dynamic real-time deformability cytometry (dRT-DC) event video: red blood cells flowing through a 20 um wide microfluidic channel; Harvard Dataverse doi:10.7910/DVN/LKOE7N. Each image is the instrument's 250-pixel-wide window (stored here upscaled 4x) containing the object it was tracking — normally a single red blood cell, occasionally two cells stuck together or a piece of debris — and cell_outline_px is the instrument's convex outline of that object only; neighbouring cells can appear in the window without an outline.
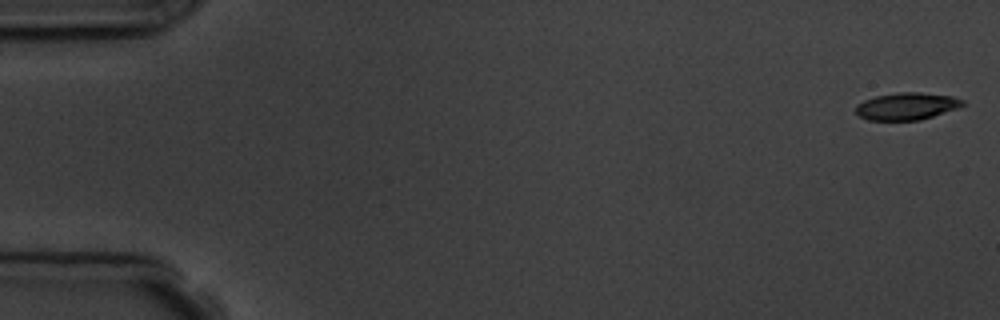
{"species": "common noctule bat (a hibernating species)", "species_latin": "Nyctalus noctula", "temperature_condition": "room temperature", "stored_images_in_passage": 5, "camera_frame_rate_fps": 3000, "um_per_image_px": 0.085, "animal": {"sex": "male", "body_mass_g": 19.5, "forearm_length_mm": 54.6}, "frame": {"image": 1, "passage_image": 1, "time_ms": 0.0, "image_size_px": [1000, 320], "cell_outline_px": [[964, 104], [956, 108], [920, 120], [868, 120], [860, 116], [856, 112], [856, 104], [864, 100], [876, 96], [900, 92], [920, 92], [952, 96], [964, 100]], "centroid_in_image_um": [77.05, 9.02], "position_along_channel_um": 8.0, "area_um2": 16.76}}
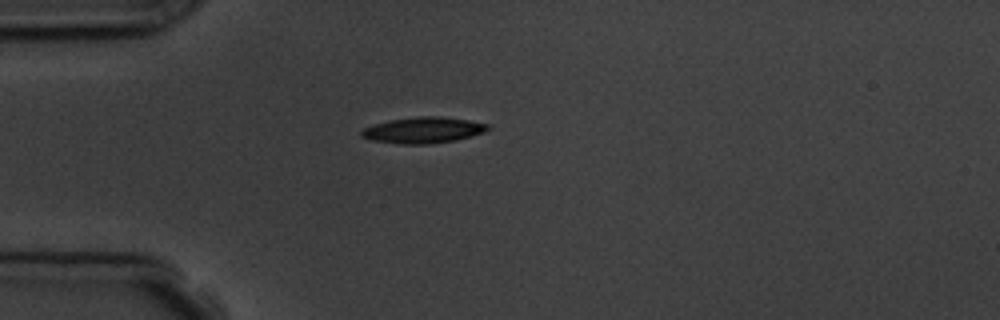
{"frame": {"image": 2, "passage_image": 5, "time_ms": 4.667, "image_size_px": [1000, 320], "cell_outline_px": [[488, 128], [484, 132], [456, 140], [428, 144], [400, 144], [372, 140], [360, 136], [360, 132], [364, 128], [376, 124], [392, 120], [420, 116], [440, 116], [468, 120], [488, 124]], "centroid_in_image_um": [35.96, 11.07], "position_along_channel_um": 49.0, "area_um2": 18.9}}